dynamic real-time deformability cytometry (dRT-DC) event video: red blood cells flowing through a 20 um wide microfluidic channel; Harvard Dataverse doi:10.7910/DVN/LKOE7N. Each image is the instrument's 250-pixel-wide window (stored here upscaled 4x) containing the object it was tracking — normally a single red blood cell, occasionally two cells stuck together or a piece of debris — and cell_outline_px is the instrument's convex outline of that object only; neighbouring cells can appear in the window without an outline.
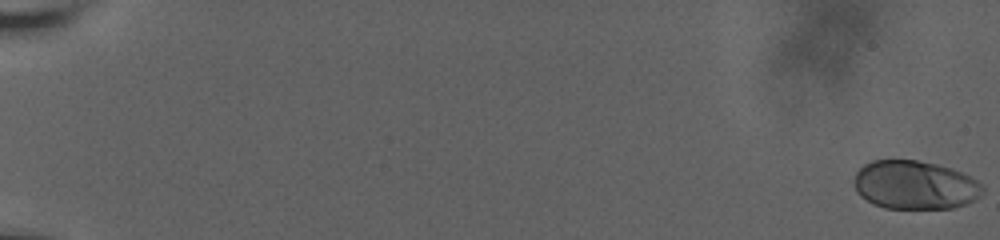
{"species": "human", "species_latin": "Homo sapiens", "temperature_condition": "room temperature", "stored_images_in_passage": 55, "camera_frame_rate_fps": 3000, "um_per_image_px": 0.085, "donor": {"sex": "male"}, "frame": {"image": 1, "passage_image": 1, "time_ms": 0.0, "image_size_px": [1000, 240], "cell_outline_px": [[984, 192], [980, 196], [964, 204], [952, 208], [884, 208], [872, 204], [860, 196], [856, 192], [852, 180], [856, 172], [864, 164], [872, 160], [916, 160], [936, 164], [952, 168], [984, 184]], "centroid_in_image_um": [77.73, 15.72], "position_along_channel_um": 7.3, "area_um2": 36.65}}
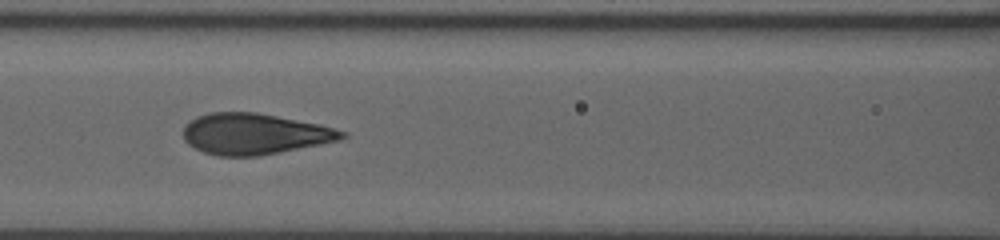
{"frame": {"image": 2, "passage_image": 31, "time_ms": 10.0, "image_size_px": [1000, 240], "cell_outline_px": [[348, 136], [340, 140], [280, 152], [256, 156], [216, 156], [204, 152], [188, 144], [184, 140], [184, 124], [196, 116], [208, 112], [256, 112], [320, 124], [348, 132]], "centroid_in_image_um": [21.62, 11.37], "position_along_channel_um": 145.0, "area_um2": 38.03}}
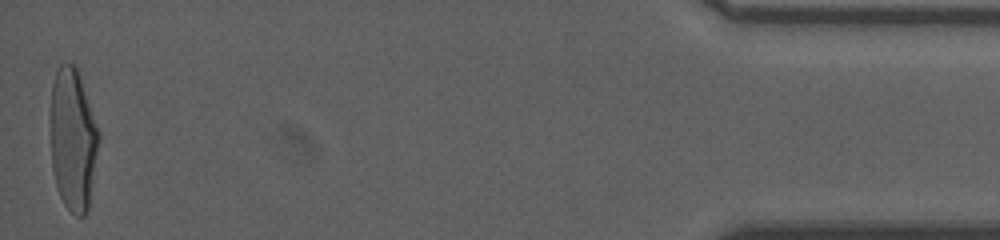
{"frame": {"image": 3, "passage_image": 55, "time_ms": 20.0, "image_size_px": [1000, 240], "cell_outline_px": [[100, 140], [88, 208], [84, 216], [76, 216], [64, 204], [56, 188], [52, 168], [52, 84], [56, 72], [60, 64], [76, 64], [100, 132]], "centroid_in_image_um": [6.23, 11.86], "position_along_channel_um": 429.0, "area_um2": 39.77}, "authors_computed_cell_mechanics": {"area_um2": 37.7434, "velocity_mm_per_s": 3.6549, "shape_relaxation_time_tau1_ms": 4.4228, "shape_relaxation_time_tau2_ms": null, "deformation_change_tau1": 0.2064, "deformation_change_tau2": null}}